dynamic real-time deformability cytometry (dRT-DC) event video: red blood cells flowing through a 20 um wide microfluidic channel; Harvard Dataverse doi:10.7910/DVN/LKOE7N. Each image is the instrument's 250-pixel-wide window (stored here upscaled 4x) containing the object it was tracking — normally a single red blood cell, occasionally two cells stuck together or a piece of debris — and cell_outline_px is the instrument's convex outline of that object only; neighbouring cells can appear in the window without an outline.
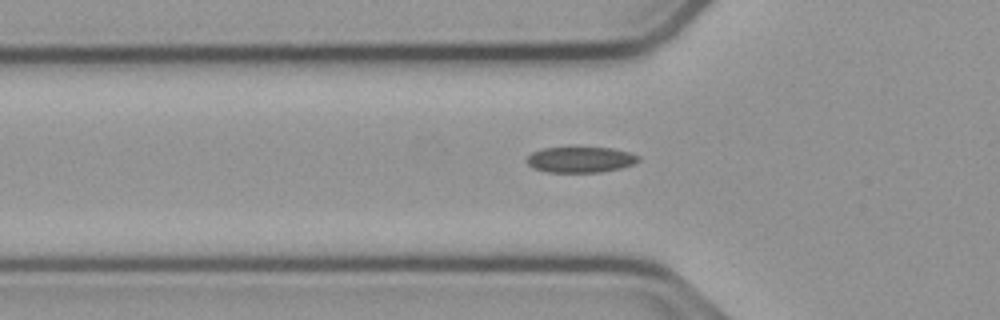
{"species": "common noctule bat (a hibernating species)", "species_latin": "Nyctalus noctula", "temperature_condition": "cold", "stored_images_in_passage": 33, "camera_frame_rate_fps": 3000, "um_per_image_px": 0.085, "animal": {"sex": "male", "body_mass_g": 23.1, "forearm_length_mm": 52.7}, "frame": {"image": 1, "passage_image": 2, "time_ms": 0.333, "image_size_px": [1000, 320], "cell_outline_px": [[640, 160], [632, 164], [620, 168], [600, 172], [548, 172], [532, 168], [528, 164], [528, 156], [532, 152], [544, 148], [612, 148], [628, 152], [640, 156]], "centroid_in_image_um": [49.34, 13.57], "position_along_channel_um": 76.5, "area_um2": 16.53}}
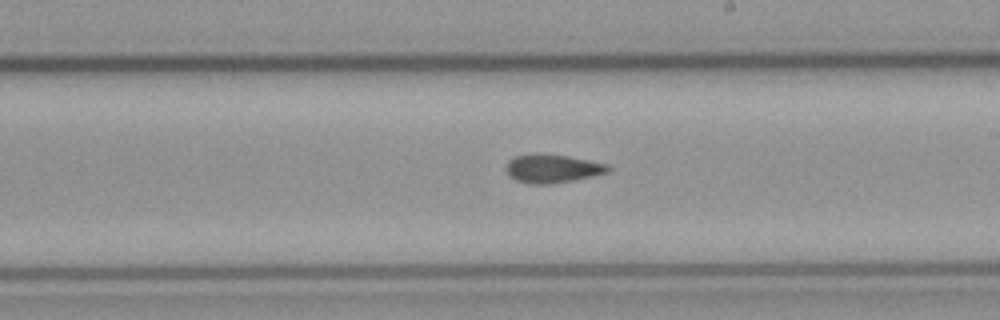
{"frame": {"image": 2, "passage_image": 15, "time_ms": 4.667, "image_size_px": [1000, 320], "cell_outline_px": [[612, 168], [608, 172], [592, 176], [572, 180], [548, 184], [532, 184], [516, 180], [504, 168], [508, 160], [512, 156], [568, 156], [608, 164]], "centroid_in_image_um": [46.98, 14.35], "position_along_channel_um": 242.0, "area_um2": 16.24}}
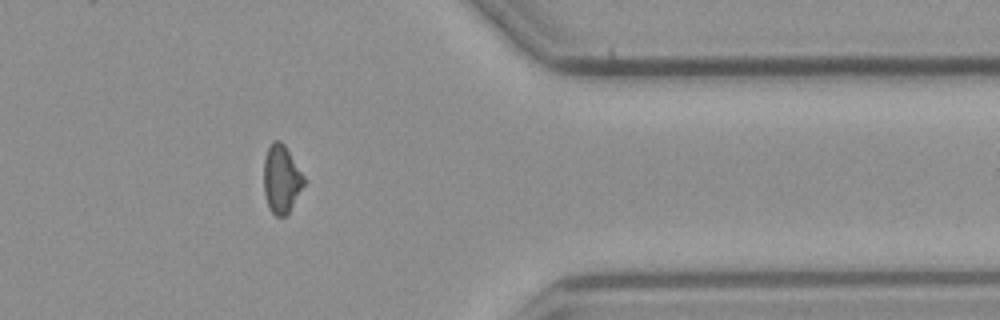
{"frame": {"image": 3, "passage_image": 28, "time_ms": 9.0, "image_size_px": [1000, 320], "cell_outline_px": [[308, 180], [288, 212], [284, 216], [276, 216], [268, 208], [264, 192], [264, 160], [268, 148], [272, 140], [280, 140], [284, 144]], "centroid_in_image_um": [23.94, 15.2], "position_along_channel_um": 387.5, "area_um2": 16.13}, "authors_computed_cell_mechanics": {"area_um2": 16.6464, "velocity_mm_per_s": 3.7871, "shape_relaxation_time_tau1_ms": null, "shape_relaxation_time_tau2_ms": 4.0043, "deformation_change_tau1": null, "deformation_change_tau2": 0.1117}}